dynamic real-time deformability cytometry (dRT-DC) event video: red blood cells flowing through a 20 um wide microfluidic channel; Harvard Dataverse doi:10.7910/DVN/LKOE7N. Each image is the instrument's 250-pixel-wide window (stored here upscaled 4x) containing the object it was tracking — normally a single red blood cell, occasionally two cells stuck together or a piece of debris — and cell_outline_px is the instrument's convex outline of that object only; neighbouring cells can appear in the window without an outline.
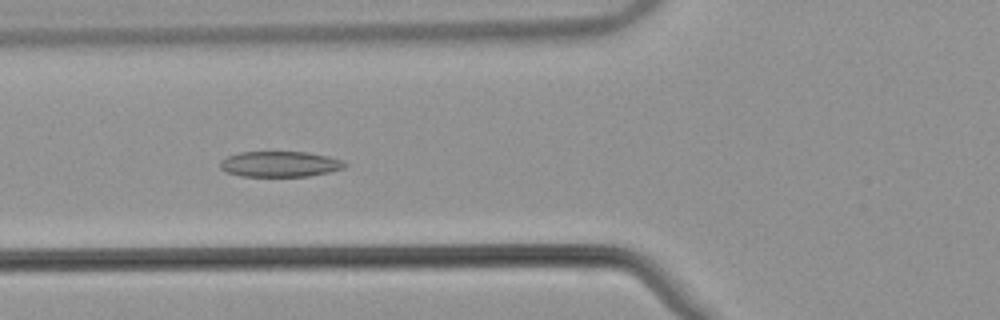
{"species": "common noctule bat (a hibernating species)", "species_latin": "Nyctalus noctula", "temperature_condition": "warm", "stored_images_in_passage": 54, "camera_frame_rate_fps": 3000, "um_per_image_px": 0.085, "animal": {"sex": "male", "body_mass_g": 21.5, "forearm_length_mm": 52.0}, "frame": {"image": 1, "passage_image": 21, "time_ms": 6.667, "image_size_px": [1000, 320], "cell_outline_px": [[348, 164], [344, 168], [328, 172], [308, 176], [240, 176], [224, 172], [220, 168], [220, 160], [228, 156], [240, 152], [308, 152], [328, 156], [340, 160]], "centroid_in_image_um": [23.76, 13.95], "position_along_channel_um": 102.0, "area_um2": 18.61}}
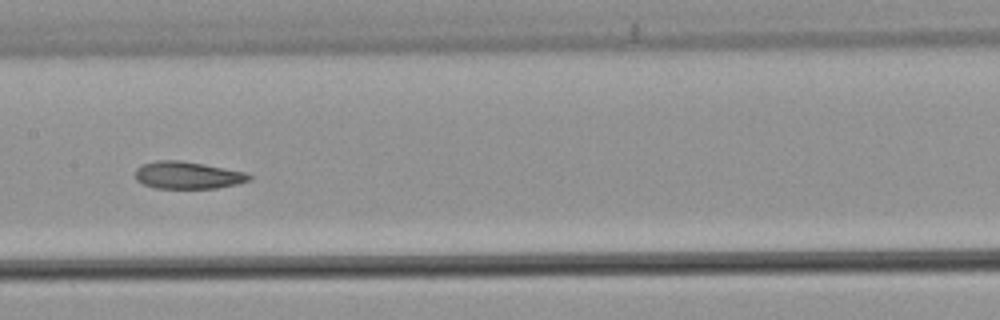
{"frame": {"image": 2, "passage_image": 28, "time_ms": 9.0, "image_size_px": [1000, 320], "cell_outline_px": [[252, 180], [236, 184], [216, 188], [152, 188], [136, 180], [136, 168], [144, 164], [156, 160], [180, 160], [204, 164], [244, 172], [252, 176]], "centroid_in_image_um": [15.94, 14.89], "position_along_channel_um": 191.5, "area_um2": 18.03}}
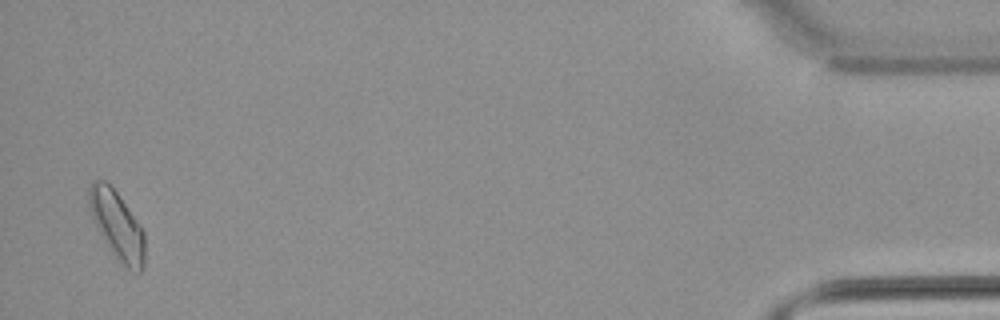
{"frame": {"image": 3, "passage_image": 53, "time_ms": 17.333, "image_size_px": [1000, 320], "cell_outline_px": [[144, 264], [140, 272], [128, 268], [120, 264], [112, 252], [100, 232], [92, 216], [88, 204], [88, 188], [96, 180], [104, 180], [116, 192], [144, 232]], "centroid_in_image_um": [9.94, 19.16], "position_along_channel_um": 425.3, "area_um2": 21.39}, "authors_computed_cell_mechanics": {"area_um2": 18.6983, "velocity_mm_per_s": 3.8268, "shape_relaxation_time_tau1_ms": null, "shape_relaxation_time_tau2_ms": 2.2986, "deformation_change_tau1": null, "deformation_change_tau2": 0.0841}}